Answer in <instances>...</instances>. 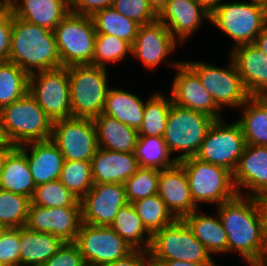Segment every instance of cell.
<instances>
[{
    "label": "cell",
    "mask_w": 267,
    "mask_h": 266,
    "mask_svg": "<svg viewBox=\"0 0 267 266\" xmlns=\"http://www.w3.org/2000/svg\"><path fill=\"white\" fill-rule=\"evenodd\" d=\"M157 194L177 220L184 219L198 208L191 197L186 172L180 162L160 170Z\"/></svg>",
    "instance_id": "ffe728a7"
},
{
    "label": "cell",
    "mask_w": 267,
    "mask_h": 266,
    "mask_svg": "<svg viewBox=\"0 0 267 266\" xmlns=\"http://www.w3.org/2000/svg\"><path fill=\"white\" fill-rule=\"evenodd\" d=\"M144 105L138 95L125 89L109 88L103 114L138 131L144 116Z\"/></svg>",
    "instance_id": "f1b7e54d"
},
{
    "label": "cell",
    "mask_w": 267,
    "mask_h": 266,
    "mask_svg": "<svg viewBox=\"0 0 267 266\" xmlns=\"http://www.w3.org/2000/svg\"><path fill=\"white\" fill-rule=\"evenodd\" d=\"M35 188L27 157L15 147L5 159L0 175V189L32 198Z\"/></svg>",
    "instance_id": "83f0119b"
},
{
    "label": "cell",
    "mask_w": 267,
    "mask_h": 266,
    "mask_svg": "<svg viewBox=\"0 0 267 266\" xmlns=\"http://www.w3.org/2000/svg\"><path fill=\"white\" fill-rule=\"evenodd\" d=\"M5 1L0 0V11L5 7Z\"/></svg>",
    "instance_id": "91938a15"
},
{
    "label": "cell",
    "mask_w": 267,
    "mask_h": 266,
    "mask_svg": "<svg viewBox=\"0 0 267 266\" xmlns=\"http://www.w3.org/2000/svg\"><path fill=\"white\" fill-rule=\"evenodd\" d=\"M177 41L159 20L140 25L133 42L131 55L140 59L146 68L154 69L173 53Z\"/></svg>",
    "instance_id": "ac0fdd59"
},
{
    "label": "cell",
    "mask_w": 267,
    "mask_h": 266,
    "mask_svg": "<svg viewBox=\"0 0 267 266\" xmlns=\"http://www.w3.org/2000/svg\"><path fill=\"white\" fill-rule=\"evenodd\" d=\"M91 18L97 34L114 35L131 45L140 27L139 23L117 12L113 7L95 12Z\"/></svg>",
    "instance_id": "d6a6232c"
},
{
    "label": "cell",
    "mask_w": 267,
    "mask_h": 266,
    "mask_svg": "<svg viewBox=\"0 0 267 266\" xmlns=\"http://www.w3.org/2000/svg\"><path fill=\"white\" fill-rule=\"evenodd\" d=\"M13 13L5 6L0 11V64L8 61Z\"/></svg>",
    "instance_id": "bcb514c9"
},
{
    "label": "cell",
    "mask_w": 267,
    "mask_h": 266,
    "mask_svg": "<svg viewBox=\"0 0 267 266\" xmlns=\"http://www.w3.org/2000/svg\"><path fill=\"white\" fill-rule=\"evenodd\" d=\"M192 229L194 236L210 254L228 253V240L222 222L217 216L198 212V209L183 219Z\"/></svg>",
    "instance_id": "f546056e"
},
{
    "label": "cell",
    "mask_w": 267,
    "mask_h": 266,
    "mask_svg": "<svg viewBox=\"0 0 267 266\" xmlns=\"http://www.w3.org/2000/svg\"><path fill=\"white\" fill-rule=\"evenodd\" d=\"M169 64L177 68L170 91L173 103L203 113L215 120L222 119L221 109L202 86L198 76L183 61Z\"/></svg>",
    "instance_id": "2e32d148"
},
{
    "label": "cell",
    "mask_w": 267,
    "mask_h": 266,
    "mask_svg": "<svg viewBox=\"0 0 267 266\" xmlns=\"http://www.w3.org/2000/svg\"><path fill=\"white\" fill-rule=\"evenodd\" d=\"M72 117L94 119L103 113L109 87L107 68L93 65L66 67Z\"/></svg>",
    "instance_id": "277c9868"
},
{
    "label": "cell",
    "mask_w": 267,
    "mask_h": 266,
    "mask_svg": "<svg viewBox=\"0 0 267 266\" xmlns=\"http://www.w3.org/2000/svg\"><path fill=\"white\" fill-rule=\"evenodd\" d=\"M160 170L156 168L139 167L137 171L124 182L126 197L129 203L157 194Z\"/></svg>",
    "instance_id": "b9f144b4"
},
{
    "label": "cell",
    "mask_w": 267,
    "mask_h": 266,
    "mask_svg": "<svg viewBox=\"0 0 267 266\" xmlns=\"http://www.w3.org/2000/svg\"><path fill=\"white\" fill-rule=\"evenodd\" d=\"M150 264L157 266H217V263H196L180 260L150 261Z\"/></svg>",
    "instance_id": "681fc988"
},
{
    "label": "cell",
    "mask_w": 267,
    "mask_h": 266,
    "mask_svg": "<svg viewBox=\"0 0 267 266\" xmlns=\"http://www.w3.org/2000/svg\"><path fill=\"white\" fill-rule=\"evenodd\" d=\"M31 198L0 189V225L21 228L26 225Z\"/></svg>",
    "instance_id": "74e56055"
},
{
    "label": "cell",
    "mask_w": 267,
    "mask_h": 266,
    "mask_svg": "<svg viewBox=\"0 0 267 266\" xmlns=\"http://www.w3.org/2000/svg\"><path fill=\"white\" fill-rule=\"evenodd\" d=\"M51 141L65 160L91 161L97 149V133L93 119L69 117L53 122Z\"/></svg>",
    "instance_id": "5bb4252c"
},
{
    "label": "cell",
    "mask_w": 267,
    "mask_h": 266,
    "mask_svg": "<svg viewBox=\"0 0 267 266\" xmlns=\"http://www.w3.org/2000/svg\"><path fill=\"white\" fill-rule=\"evenodd\" d=\"M150 258L148 251L134 250L125 258L114 261L105 266H149Z\"/></svg>",
    "instance_id": "c3c4849f"
},
{
    "label": "cell",
    "mask_w": 267,
    "mask_h": 266,
    "mask_svg": "<svg viewBox=\"0 0 267 266\" xmlns=\"http://www.w3.org/2000/svg\"><path fill=\"white\" fill-rule=\"evenodd\" d=\"M6 145H8V144H0V147L6 146Z\"/></svg>",
    "instance_id": "6125c7cd"
},
{
    "label": "cell",
    "mask_w": 267,
    "mask_h": 266,
    "mask_svg": "<svg viewBox=\"0 0 267 266\" xmlns=\"http://www.w3.org/2000/svg\"><path fill=\"white\" fill-rule=\"evenodd\" d=\"M31 203L47 208L81 207L80 199L69 191L59 179L37 185Z\"/></svg>",
    "instance_id": "f35d334b"
},
{
    "label": "cell",
    "mask_w": 267,
    "mask_h": 266,
    "mask_svg": "<svg viewBox=\"0 0 267 266\" xmlns=\"http://www.w3.org/2000/svg\"><path fill=\"white\" fill-rule=\"evenodd\" d=\"M5 227L4 226H2V225H0V236L2 235V233L5 231Z\"/></svg>",
    "instance_id": "94428289"
},
{
    "label": "cell",
    "mask_w": 267,
    "mask_h": 266,
    "mask_svg": "<svg viewBox=\"0 0 267 266\" xmlns=\"http://www.w3.org/2000/svg\"><path fill=\"white\" fill-rule=\"evenodd\" d=\"M240 108L243 116L236 121L246 145L267 146V105L258 96H251Z\"/></svg>",
    "instance_id": "1f68e13d"
},
{
    "label": "cell",
    "mask_w": 267,
    "mask_h": 266,
    "mask_svg": "<svg viewBox=\"0 0 267 266\" xmlns=\"http://www.w3.org/2000/svg\"><path fill=\"white\" fill-rule=\"evenodd\" d=\"M112 7L140 25L158 20V14L152 9L147 0H114Z\"/></svg>",
    "instance_id": "7bdbcfd3"
},
{
    "label": "cell",
    "mask_w": 267,
    "mask_h": 266,
    "mask_svg": "<svg viewBox=\"0 0 267 266\" xmlns=\"http://www.w3.org/2000/svg\"><path fill=\"white\" fill-rule=\"evenodd\" d=\"M114 0H72L71 12L77 15L92 16L95 12L112 7Z\"/></svg>",
    "instance_id": "7dc6e473"
},
{
    "label": "cell",
    "mask_w": 267,
    "mask_h": 266,
    "mask_svg": "<svg viewBox=\"0 0 267 266\" xmlns=\"http://www.w3.org/2000/svg\"><path fill=\"white\" fill-rule=\"evenodd\" d=\"M59 180L77 198L81 199L94 185L91 161L65 160Z\"/></svg>",
    "instance_id": "ab89813d"
},
{
    "label": "cell",
    "mask_w": 267,
    "mask_h": 266,
    "mask_svg": "<svg viewBox=\"0 0 267 266\" xmlns=\"http://www.w3.org/2000/svg\"><path fill=\"white\" fill-rule=\"evenodd\" d=\"M110 226L135 250H149L152 234L144 226L132 203L118 211Z\"/></svg>",
    "instance_id": "4dcf8cb0"
},
{
    "label": "cell",
    "mask_w": 267,
    "mask_h": 266,
    "mask_svg": "<svg viewBox=\"0 0 267 266\" xmlns=\"http://www.w3.org/2000/svg\"><path fill=\"white\" fill-rule=\"evenodd\" d=\"M149 98L144 105V116L138 129V137H162L166 129L168 113L173 103L172 97L171 95L166 97L156 92Z\"/></svg>",
    "instance_id": "836d02e7"
},
{
    "label": "cell",
    "mask_w": 267,
    "mask_h": 266,
    "mask_svg": "<svg viewBox=\"0 0 267 266\" xmlns=\"http://www.w3.org/2000/svg\"><path fill=\"white\" fill-rule=\"evenodd\" d=\"M253 3H258L267 7V0H250Z\"/></svg>",
    "instance_id": "680465c9"
},
{
    "label": "cell",
    "mask_w": 267,
    "mask_h": 266,
    "mask_svg": "<svg viewBox=\"0 0 267 266\" xmlns=\"http://www.w3.org/2000/svg\"><path fill=\"white\" fill-rule=\"evenodd\" d=\"M19 228H7L0 236V262L20 266Z\"/></svg>",
    "instance_id": "ee69618b"
},
{
    "label": "cell",
    "mask_w": 267,
    "mask_h": 266,
    "mask_svg": "<svg viewBox=\"0 0 267 266\" xmlns=\"http://www.w3.org/2000/svg\"><path fill=\"white\" fill-rule=\"evenodd\" d=\"M29 93L53 122L72 117L69 77L66 67L30 74Z\"/></svg>",
    "instance_id": "4fadbf2b"
},
{
    "label": "cell",
    "mask_w": 267,
    "mask_h": 266,
    "mask_svg": "<svg viewBox=\"0 0 267 266\" xmlns=\"http://www.w3.org/2000/svg\"><path fill=\"white\" fill-rule=\"evenodd\" d=\"M148 254L150 261L215 263L211 254L194 236L192 229L183 219L154 232Z\"/></svg>",
    "instance_id": "5b68a950"
},
{
    "label": "cell",
    "mask_w": 267,
    "mask_h": 266,
    "mask_svg": "<svg viewBox=\"0 0 267 266\" xmlns=\"http://www.w3.org/2000/svg\"><path fill=\"white\" fill-rule=\"evenodd\" d=\"M0 144H9L6 137H5L4 131H3L1 118H0Z\"/></svg>",
    "instance_id": "9f6ffc18"
},
{
    "label": "cell",
    "mask_w": 267,
    "mask_h": 266,
    "mask_svg": "<svg viewBox=\"0 0 267 266\" xmlns=\"http://www.w3.org/2000/svg\"><path fill=\"white\" fill-rule=\"evenodd\" d=\"M18 148L26 155L34 184L58 180L64 164L59 148L50 140L30 142ZM30 148V154L28 149Z\"/></svg>",
    "instance_id": "603a6c76"
},
{
    "label": "cell",
    "mask_w": 267,
    "mask_h": 266,
    "mask_svg": "<svg viewBox=\"0 0 267 266\" xmlns=\"http://www.w3.org/2000/svg\"><path fill=\"white\" fill-rule=\"evenodd\" d=\"M98 147L122 153L134 152L138 131L103 113L93 119Z\"/></svg>",
    "instance_id": "4316f807"
},
{
    "label": "cell",
    "mask_w": 267,
    "mask_h": 266,
    "mask_svg": "<svg viewBox=\"0 0 267 266\" xmlns=\"http://www.w3.org/2000/svg\"><path fill=\"white\" fill-rule=\"evenodd\" d=\"M81 224V207L47 208L31 203L25 226L32 231L53 234L64 242H75Z\"/></svg>",
    "instance_id": "e0dca14e"
},
{
    "label": "cell",
    "mask_w": 267,
    "mask_h": 266,
    "mask_svg": "<svg viewBox=\"0 0 267 266\" xmlns=\"http://www.w3.org/2000/svg\"><path fill=\"white\" fill-rule=\"evenodd\" d=\"M231 58L250 96L267 90V56L254 43L232 47Z\"/></svg>",
    "instance_id": "d4e9b609"
},
{
    "label": "cell",
    "mask_w": 267,
    "mask_h": 266,
    "mask_svg": "<svg viewBox=\"0 0 267 266\" xmlns=\"http://www.w3.org/2000/svg\"><path fill=\"white\" fill-rule=\"evenodd\" d=\"M91 167L94 184H124L139 165L134 152L122 153L98 147L91 160Z\"/></svg>",
    "instance_id": "cb8c5ba5"
},
{
    "label": "cell",
    "mask_w": 267,
    "mask_h": 266,
    "mask_svg": "<svg viewBox=\"0 0 267 266\" xmlns=\"http://www.w3.org/2000/svg\"><path fill=\"white\" fill-rule=\"evenodd\" d=\"M15 148V146L8 144L6 146L0 147V175L3 171V166L7 155Z\"/></svg>",
    "instance_id": "db71d44e"
},
{
    "label": "cell",
    "mask_w": 267,
    "mask_h": 266,
    "mask_svg": "<svg viewBox=\"0 0 267 266\" xmlns=\"http://www.w3.org/2000/svg\"><path fill=\"white\" fill-rule=\"evenodd\" d=\"M132 205L151 234L173 224L177 220L158 194L137 200Z\"/></svg>",
    "instance_id": "8d00e7d4"
},
{
    "label": "cell",
    "mask_w": 267,
    "mask_h": 266,
    "mask_svg": "<svg viewBox=\"0 0 267 266\" xmlns=\"http://www.w3.org/2000/svg\"><path fill=\"white\" fill-rule=\"evenodd\" d=\"M152 9L159 14L166 6L167 0H147Z\"/></svg>",
    "instance_id": "11a10c76"
},
{
    "label": "cell",
    "mask_w": 267,
    "mask_h": 266,
    "mask_svg": "<svg viewBox=\"0 0 267 266\" xmlns=\"http://www.w3.org/2000/svg\"><path fill=\"white\" fill-rule=\"evenodd\" d=\"M195 1L198 2L210 14L223 2V0H195Z\"/></svg>",
    "instance_id": "f5cc1de1"
},
{
    "label": "cell",
    "mask_w": 267,
    "mask_h": 266,
    "mask_svg": "<svg viewBox=\"0 0 267 266\" xmlns=\"http://www.w3.org/2000/svg\"><path fill=\"white\" fill-rule=\"evenodd\" d=\"M134 153L139 167L162 170L178 162L176 158L170 159L171 153L163 137H138Z\"/></svg>",
    "instance_id": "e575fe53"
},
{
    "label": "cell",
    "mask_w": 267,
    "mask_h": 266,
    "mask_svg": "<svg viewBox=\"0 0 267 266\" xmlns=\"http://www.w3.org/2000/svg\"><path fill=\"white\" fill-rule=\"evenodd\" d=\"M74 243L86 266H105L125 258L135 250L111 226L82 223Z\"/></svg>",
    "instance_id": "7c38bea8"
},
{
    "label": "cell",
    "mask_w": 267,
    "mask_h": 266,
    "mask_svg": "<svg viewBox=\"0 0 267 266\" xmlns=\"http://www.w3.org/2000/svg\"><path fill=\"white\" fill-rule=\"evenodd\" d=\"M229 67H218L201 61H183L199 78L218 107H240L251 97L242 82L233 59Z\"/></svg>",
    "instance_id": "30bf717a"
},
{
    "label": "cell",
    "mask_w": 267,
    "mask_h": 266,
    "mask_svg": "<svg viewBox=\"0 0 267 266\" xmlns=\"http://www.w3.org/2000/svg\"><path fill=\"white\" fill-rule=\"evenodd\" d=\"M128 203L124 184H94L80 199L82 223L110 226L118 211Z\"/></svg>",
    "instance_id": "9a60e30c"
},
{
    "label": "cell",
    "mask_w": 267,
    "mask_h": 266,
    "mask_svg": "<svg viewBox=\"0 0 267 266\" xmlns=\"http://www.w3.org/2000/svg\"><path fill=\"white\" fill-rule=\"evenodd\" d=\"M237 194L218 205L228 240V252H238L249 266H264L266 246L259 198Z\"/></svg>",
    "instance_id": "6da1fadb"
},
{
    "label": "cell",
    "mask_w": 267,
    "mask_h": 266,
    "mask_svg": "<svg viewBox=\"0 0 267 266\" xmlns=\"http://www.w3.org/2000/svg\"><path fill=\"white\" fill-rule=\"evenodd\" d=\"M214 118L172 103L163 134L170 153L181 152L178 162L195 157Z\"/></svg>",
    "instance_id": "52a82bcc"
},
{
    "label": "cell",
    "mask_w": 267,
    "mask_h": 266,
    "mask_svg": "<svg viewBox=\"0 0 267 266\" xmlns=\"http://www.w3.org/2000/svg\"><path fill=\"white\" fill-rule=\"evenodd\" d=\"M254 45L267 56V26L257 36Z\"/></svg>",
    "instance_id": "816d5d0a"
},
{
    "label": "cell",
    "mask_w": 267,
    "mask_h": 266,
    "mask_svg": "<svg viewBox=\"0 0 267 266\" xmlns=\"http://www.w3.org/2000/svg\"><path fill=\"white\" fill-rule=\"evenodd\" d=\"M64 243L53 234L19 228L20 266H42Z\"/></svg>",
    "instance_id": "484cf974"
},
{
    "label": "cell",
    "mask_w": 267,
    "mask_h": 266,
    "mask_svg": "<svg viewBox=\"0 0 267 266\" xmlns=\"http://www.w3.org/2000/svg\"><path fill=\"white\" fill-rule=\"evenodd\" d=\"M5 5L17 18L51 31L71 12L67 0H6Z\"/></svg>",
    "instance_id": "7402d4cb"
},
{
    "label": "cell",
    "mask_w": 267,
    "mask_h": 266,
    "mask_svg": "<svg viewBox=\"0 0 267 266\" xmlns=\"http://www.w3.org/2000/svg\"><path fill=\"white\" fill-rule=\"evenodd\" d=\"M42 266H86L77 245L65 242Z\"/></svg>",
    "instance_id": "f6af8a7d"
},
{
    "label": "cell",
    "mask_w": 267,
    "mask_h": 266,
    "mask_svg": "<svg viewBox=\"0 0 267 266\" xmlns=\"http://www.w3.org/2000/svg\"><path fill=\"white\" fill-rule=\"evenodd\" d=\"M233 183L239 195L240 187L249 190L246 196L267 195V146L246 145L233 172Z\"/></svg>",
    "instance_id": "d6986e66"
},
{
    "label": "cell",
    "mask_w": 267,
    "mask_h": 266,
    "mask_svg": "<svg viewBox=\"0 0 267 266\" xmlns=\"http://www.w3.org/2000/svg\"><path fill=\"white\" fill-rule=\"evenodd\" d=\"M202 18L210 20V13L195 0H167L166 6L158 14V20L181 43L198 31Z\"/></svg>",
    "instance_id": "44dd1931"
},
{
    "label": "cell",
    "mask_w": 267,
    "mask_h": 266,
    "mask_svg": "<svg viewBox=\"0 0 267 266\" xmlns=\"http://www.w3.org/2000/svg\"><path fill=\"white\" fill-rule=\"evenodd\" d=\"M245 147L241 125L237 121L228 124L219 119L211 124L195 157L233 173Z\"/></svg>",
    "instance_id": "8fae6325"
},
{
    "label": "cell",
    "mask_w": 267,
    "mask_h": 266,
    "mask_svg": "<svg viewBox=\"0 0 267 266\" xmlns=\"http://www.w3.org/2000/svg\"><path fill=\"white\" fill-rule=\"evenodd\" d=\"M131 49V44L121 38L97 34L91 65L106 68L109 62H122L127 54H131Z\"/></svg>",
    "instance_id": "60d3db41"
},
{
    "label": "cell",
    "mask_w": 267,
    "mask_h": 266,
    "mask_svg": "<svg viewBox=\"0 0 267 266\" xmlns=\"http://www.w3.org/2000/svg\"><path fill=\"white\" fill-rule=\"evenodd\" d=\"M0 118L8 143L15 147L51 139L53 121L29 92L3 107Z\"/></svg>",
    "instance_id": "3957f363"
},
{
    "label": "cell",
    "mask_w": 267,
    "mask_h": 266,
    "mask_svg": "<svg viewBox=\"0 0 267 266\" xmlns=\"http://www.w3.org/2000/svg\"><path fill=\"white\" fill-rule=\"evenodd\" d=\"M259 206L261 209V216L263 220V237L266 246V260H267V195L259 197Z\"/></svg>",
    "instance_id": "f907efd6"
},
{
    "label": "cell",
    "mask_w": 267,
    "mask_h": 266,
    "mask_svg": "<svg viewBox=\"0 0 267 266\" xmlns=\"http://www.w3.org/2000/svg\"><path fill=\"white\" fill-rule=\"evenodd\" d=\"M209 21L233 38L234 47L253 44L267 26V7L253 2H222Z\"/></svg>",
    "instance_id": "ba28073f"
},
{
    "label": "cell",
    "mask_w": 267,
    "mask_h": 266,
    "mask_svg": "<svg viewBox=\"0 0 267 266\" xmlns=\"http://www.w3.org/2000/svg\"><path fill=\"white\" fill-rule=\"evenodd\" d=\"M61 67L91 65L96 30L91 16L70 12L54 29Z\"/></svg>",
    "instance_id": "9c48e42d"
},
{
    "label": "cell",
    "mask_w": 267,
    "mask_h": 266,
    "mask_svg": "<svg viewBox=\"0 0 267 266\" xmlns=\"http://www.w3.org/2000/svg\"><path fill=\"white\" fill-rule=\"evenodd\" d=\"M29 77L13 62L0 64V110L29 92Z\"/></svg>",
    "instance_id": "d590c367"
},
{
    "label": "cell",
    "mask_w": 267,
    "mask_h": 266,
    "mask_svg": "<svg viewBox=\"0 0 267 266\" xmlns=\"http://www.w3.org/2000/svg\"><path fill=\"white\" fill-rule=\"evenodd\" d=\"M186 172L191 197L198 203L217 205L233 199L238 193L233 183V173L225 167L213 165L190 157L180 161Z\"/></svg>",
    "instance_id": "8992f818"
},
{
    "label": "cell",
    "mask_w": 267,
    "mask_h": 266,
    "mask_svg": "<svg viewBox=\"0 0 267 266\" xmlns=\"http://www.w3.org/2000/svg\"><path fill=\"white\" fill-rule=\"evenodd\" d=\"M8 61L29 75L61 67L54 31L26 22L13 14Z\"/></svg>",
    "instance_id": "7a4b0ae2"
},
{
    "label": "cell",
    "mask_w": 267,
    "mask_h": 266,
    "mask_svg": "<svg viewBox=\"0 0 267 266\" xmlns=\"http://www.w3.org/2000/svg\"><path fill=\"white\" fill-rule=\"evenodd\" d=\"M267 105V90L258 96Z\"/></svg>",
    "instance_id": "6f0895ef"
}]
</instances>
